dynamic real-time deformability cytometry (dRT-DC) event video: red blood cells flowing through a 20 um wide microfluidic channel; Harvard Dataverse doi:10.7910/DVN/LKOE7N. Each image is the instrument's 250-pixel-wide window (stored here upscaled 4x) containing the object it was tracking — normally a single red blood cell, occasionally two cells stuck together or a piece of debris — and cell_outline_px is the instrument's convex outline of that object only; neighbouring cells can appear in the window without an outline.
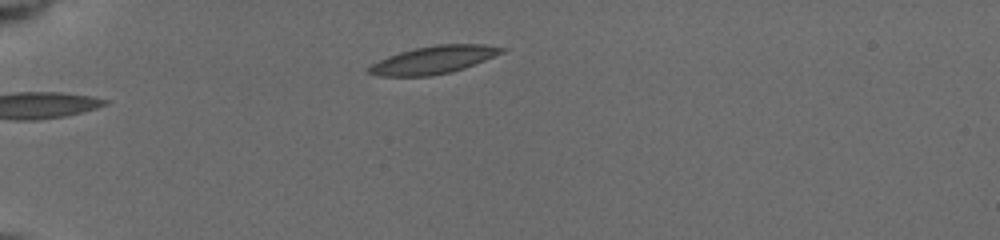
{"species": "common noctule bat (a hibernating species)", "species_latin": "Nyctalus noctula", "temperature_condition": "cold", "stored_images_in_passage": 37, "camera_frame_rate_fps": 3000, "um_per_image_px": 0.085, "animal": {"sex": "female", "body_mass_g": 19.5, "forearm_length_mm": 54.1}, "frame": {"image": 1, "passage_image": 1, "time_ms": 0.0, "image_size_px": [1000, 240], "cell_outline_px": [[508, 48], [504, 52], [464, 68], [452, 72], [432, 76], [380, 76], [368, 72], [368, 68], [372, 64], [388, 56], [400, 52], [416, 48], [436, 44], [484, 44]], "centroid_in_image_um": [36.89, 5.08], "position_along_channel_um": 48.1, "area_um2": 21.33}}
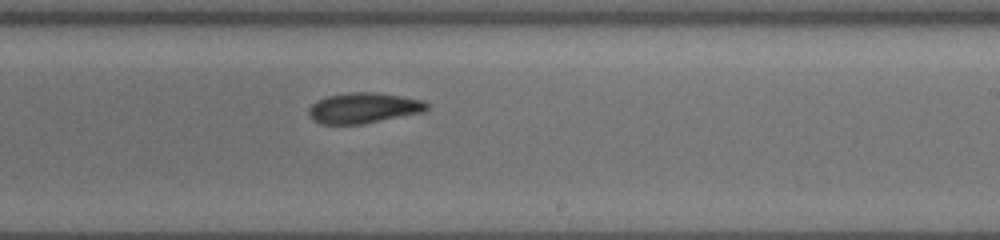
{"frame": {"image": 2, "passage_image": 18, "time_ms": 6.333, "image_size_px": [1000, 240], "cell_outline_px": [[432, 104], [424, 112], [364, 124], [324, 124], [312, 120], [308, 112], [308, 108], [316, 100], [328, 96], [348, 92], [376, 92], [424, 100]], "centroid_in_image_um": [30.93, 9.18], "position_along_channel_um": 258.1, "area_um2": 21.27}}
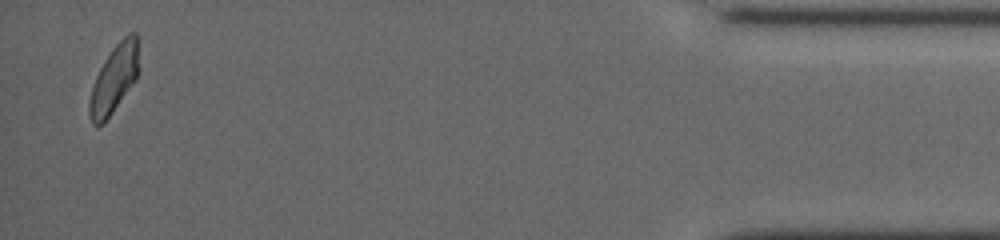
{"frame": {"image": 3, "passage_image": 37, "time_ms": 12.333, "image_size_px": [1000, 240], "cell_outline_px": [[140, 72], [136, 80], [104, 124], [96, 128], [92, 124], [88, 112], [88, 104], [92, 88], [96, 76], [104, 60], [112, 48], [128, 32], [136, 32], [140, 68]], "centroid_in_image_um": [9.71, 6.73], "position_along_channel_um": 425.5, "area_um2": 20.0}, "authors_computed_cell_mechanics": {"area_um2": 20.9236, "velocity_mm_per_s": 3.901, "shape_relaxation_time_tau1_ms": 2.997, "shape_relaxation_time_tau2_ms": 4.1237, "deformation_change_tau1": 0.1354, "deformation_change_tau2": 0.1096}}